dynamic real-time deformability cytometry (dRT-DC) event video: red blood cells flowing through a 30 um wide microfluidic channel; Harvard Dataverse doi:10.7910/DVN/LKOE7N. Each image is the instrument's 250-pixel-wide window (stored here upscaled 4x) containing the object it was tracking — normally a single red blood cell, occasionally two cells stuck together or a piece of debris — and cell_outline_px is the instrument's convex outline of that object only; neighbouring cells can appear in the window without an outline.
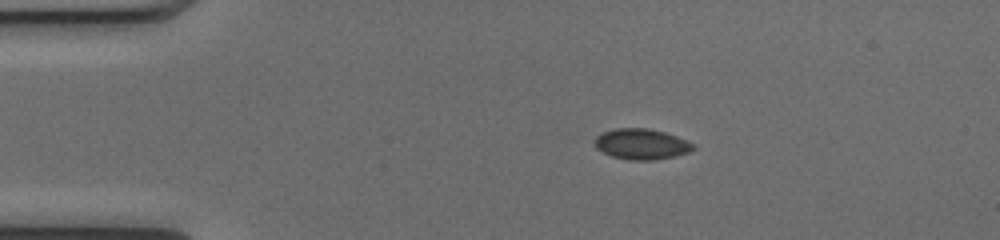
{"species": "common noctule bat (a hibernating species)", "species_latin": "Nyctalus noctula", "temperature_condition": "cold", "stored_images_in_passage": 43, "camera_frame_rate_fps": 3000, "um_per_image_px": 0.085, "animal": {"sex": "female", "body_mass_g": 17.0, "forearm_length_mm": 48.0}, "frame": {"image": 1, "passage_image": 9, "time_ms": 2.667, "image_size_px": [1000, 240], "cell_outline_px": [[696, 148], [688, 152], [676, 156], [656, 160], [628, 160], [612, 156], [596, 148], [596, 136], [604, 132], [616, 128], [648, 128], [664, 132], [688, 140], [696, 144]], "centroid_in_image_um": [54.58, 12.25], "position_along_channel_um": 30.4, "area_um2": 17.63}}
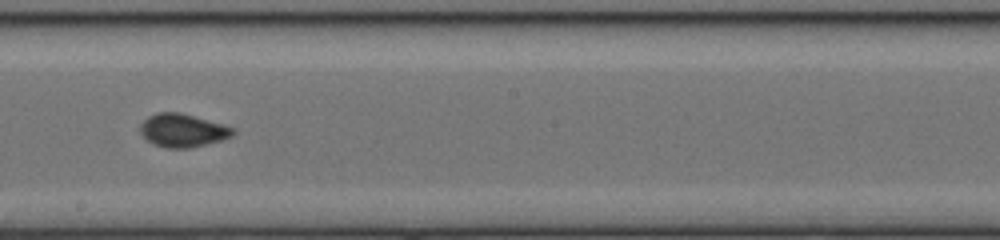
{"frame": {"image": 2, "passage_image": 28, "time_ms": 9.0, "image_size_px": [1000, 240], "cell_outline_px": [[236, 132], [232, 136], [220, 140], [188, 148], [168, 148], [152, 144], [140, 132], [140, 124], [148, 116], [156, 112], [180, 112], [236, 128]], "centroid_in_image_um": [15.52, 11.07], "position_along_channel_um": 232.7, "area_um2": 17.86}}
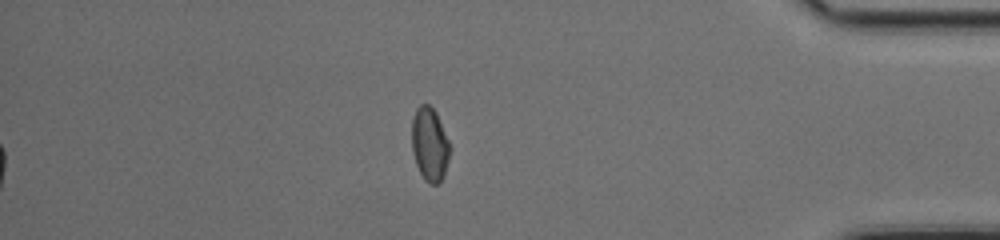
{"frame": {"image": 3, "passage_image": 43, "time_ms": 14.0, "image_size_px": [1000, 240], "cell_outline_px": [[452, 148], [444, 176], [436, 184], [428, 184], [424, 180], [416, 164], [412, 152], [412, 120], [416, 108], [420, 104], [428, 104], [436, 112]], "centroid_in_image_um": [36.53, 12.27], "position_along_channel_um": 398.7, "area_um2": 16.53}, "authors_computed_cell_mechanics": {"area_um2": 17.34, "velocity_mm_per_s": 4.0601, "shape_relaxation_time_tau1_ms": 2.8663, "shape_relaxation_time_tau2_ms": null, "deformation_change_tau1": 0.0822, "deformation_change_tau2": null}}